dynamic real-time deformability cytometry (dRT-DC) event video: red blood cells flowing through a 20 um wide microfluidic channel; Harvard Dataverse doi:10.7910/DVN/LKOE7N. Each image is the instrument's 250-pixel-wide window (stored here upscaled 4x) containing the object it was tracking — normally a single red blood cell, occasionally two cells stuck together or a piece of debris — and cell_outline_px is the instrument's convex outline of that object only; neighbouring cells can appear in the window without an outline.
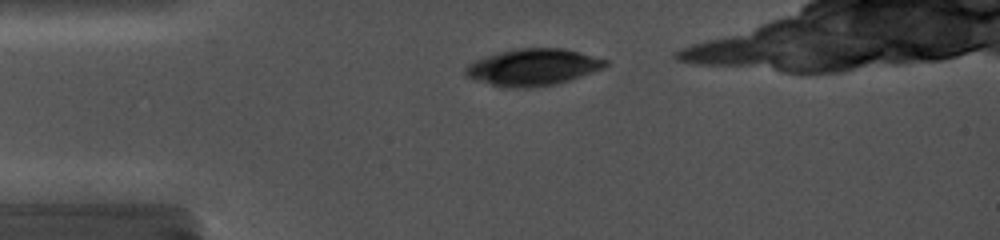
{"species": "common noctule bat (a hibernating species)", "species_latin": "Nyctalus noctula", "temperature_condition": "cold", "stored_images_in_passage": 35, "camera_frame_rate_fps": 5000, "um_per_image_px": 0.085, "animal": {"sex": "female", "body_mass_g": 19.0, "forearm_length_mm": 56.7}, "frame": {"image": 1, "passage_image": 1, "time_ms": 0.0, "image_size_px": [1000, 240], "cell_outline_px": [[608, 64], [604, 68], [568, 80], [552, 84], [528, 88], [504, 88], [476, 80], [464, 76], [464, 68], [468, 64], [484, 56], [500, 52], [520, 48], [564, 48], [608, 60]], "centroid_in_image_um": [45.26, 5.71], "position_along_channel_um": 39.7, "area_um2": 29.82}}
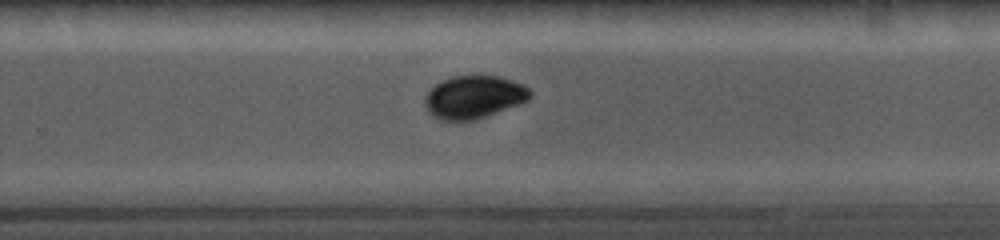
{"frame": {"image": 2, "passage_image": 27, "time_ms": 7.4, "image_size_px": [1000, 240], "cell_outline_px": [[532, 96], [528, 100], [520, 104], [476, 120], [440, 120], [432, 116], [428, 112], [424, 104], [424, 96], [436, 84], [444, 80], [456, 76], [500, 76], [524, 84], [532, 92]], "centroid_in_image_um": [40.3, 8.26], "position_along_channel_um": 289.5, "area_um2": 26.36}}
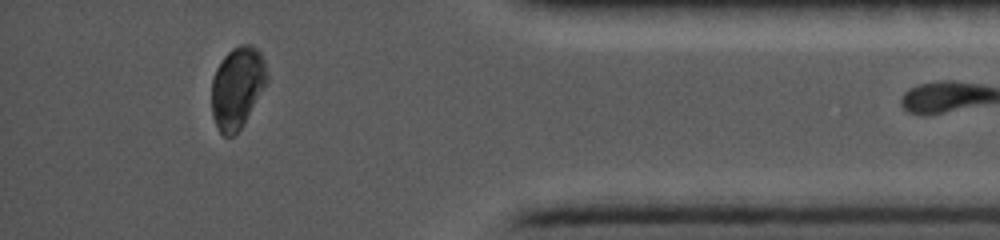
{"frame": {"image": 3, "passage_image": 34, "time_ms": 11.2, "image_size_px": [1000, 240], "cell_outline_px": [[268, 80], [244, 124], [232, 136], [224, 136], [220, 132], [212, 116], [212, 76], [216, 68], [224, 56], [232, 48], [240, 44], [252, 44], [260, 52], [264, 60], [268, 72]], "centroid_in_image_um": [20.17, 7.41], "position_along_channel_um": 415.0, "area_um2": 26.41}}